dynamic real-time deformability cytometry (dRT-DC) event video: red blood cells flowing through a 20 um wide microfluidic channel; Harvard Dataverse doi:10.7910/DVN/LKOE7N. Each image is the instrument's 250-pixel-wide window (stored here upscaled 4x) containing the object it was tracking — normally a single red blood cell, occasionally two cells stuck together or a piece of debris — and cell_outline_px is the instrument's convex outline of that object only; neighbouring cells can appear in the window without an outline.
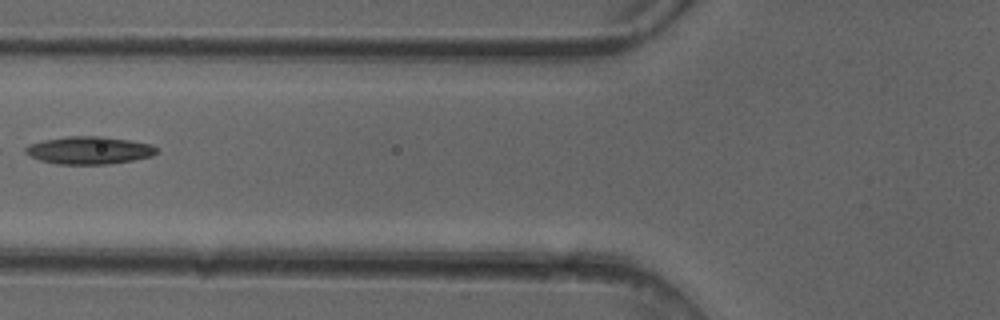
{"species": "common noctule bat (a hibernating species)", "species_latin": "Nyctalus noctula", "temperature_condition": "cold", "stored_images_in_passage": 6, "camera_frame_rate_fps": 3000, "um_per_image_px": 0.085, "animal": {"sex": "female"}, "frame": {"image": 1, "passage_image": 5, "time_ms": 1.333, "image_size_px": [1000, 320], "cell_outline_px": [[160, 152], [152, 156], [132, 160], [108, 164], [56, 164], [40, 160], [24, 152], [24, 148], [28, 144], [44, 140], [64, 136], [104, 136], [152, 144]], "centroid_in_image_um": [7.58, 12.77], "position_along_channel_um": 118.2, "area_um2": 21.21}}
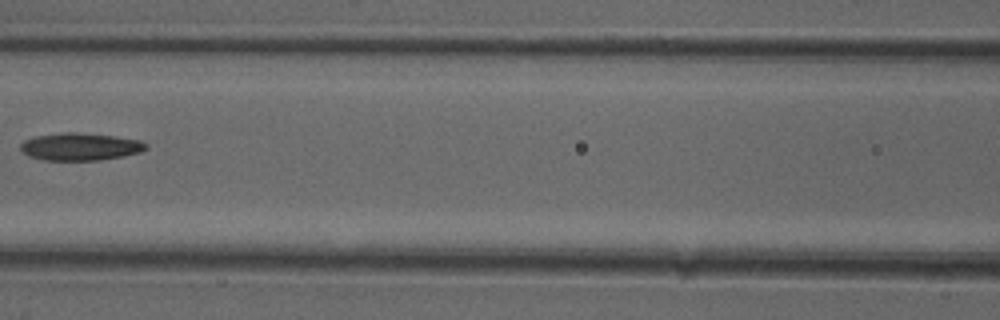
{"frame": {"image": 2, "passage_image": 6, "time_ms": 1.667, "image_size_px": [1000, 320], "cell_outline_px": [[148, 148], [140, 152], [124, 156], [100, 160], [44, 160], [28, 156], [20, 148], [20, 144], [24, 140], [36, 136], [60, 132], [76, 132], [116, 136], [140, 140], [148, 144]], "centroid_in_image_um": [6.83, 12.46], "position_along_channel_um": 159.8, "area_um2": 20.23}}